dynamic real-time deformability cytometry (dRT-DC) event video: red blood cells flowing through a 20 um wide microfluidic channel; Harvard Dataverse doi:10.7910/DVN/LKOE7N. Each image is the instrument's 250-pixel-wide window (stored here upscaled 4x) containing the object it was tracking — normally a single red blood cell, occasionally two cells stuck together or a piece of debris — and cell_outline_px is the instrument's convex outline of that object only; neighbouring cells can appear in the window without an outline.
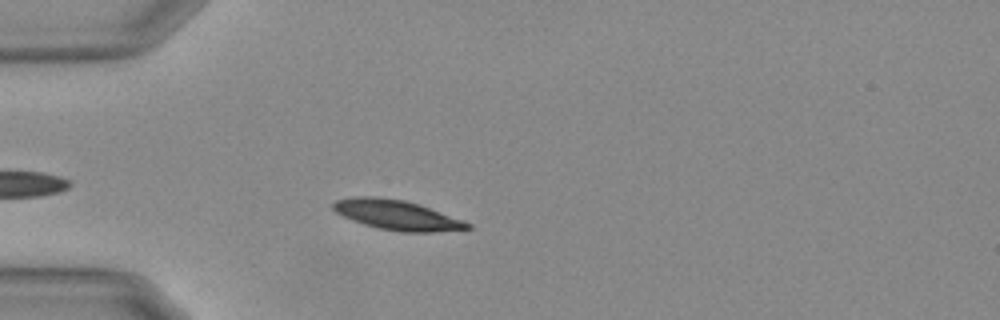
{"species": "Egyptian fruit bat (a non-hibernating species)", "species_latin": "Rousettus aegyptiacus", "temperature_condition": "warm", "stored_images_in_passage": 7, "camera_frame_rate_fps": 3000, "um_per_image_px": 0.085, "animal": {"sex": "female"}, "frame": {"image": 1, "passage_image": 5, "time_ms": 1.333, "image_size_px": [1000, 320], "cell_outline_px": [[472, 228], [432, 232], [400, 232], [380, 228], [364, 224], [352, 220], [336, 212], [332, 208], [332, 204], [336, 200], [356, 196], [376, 196], [404, 200], [420, 204], [464, 220], [472, 224]], "centroid_in_image_um": [33.76, 18.27], "position_along_channel_um": 51.2, "area_um2": 23.35}}